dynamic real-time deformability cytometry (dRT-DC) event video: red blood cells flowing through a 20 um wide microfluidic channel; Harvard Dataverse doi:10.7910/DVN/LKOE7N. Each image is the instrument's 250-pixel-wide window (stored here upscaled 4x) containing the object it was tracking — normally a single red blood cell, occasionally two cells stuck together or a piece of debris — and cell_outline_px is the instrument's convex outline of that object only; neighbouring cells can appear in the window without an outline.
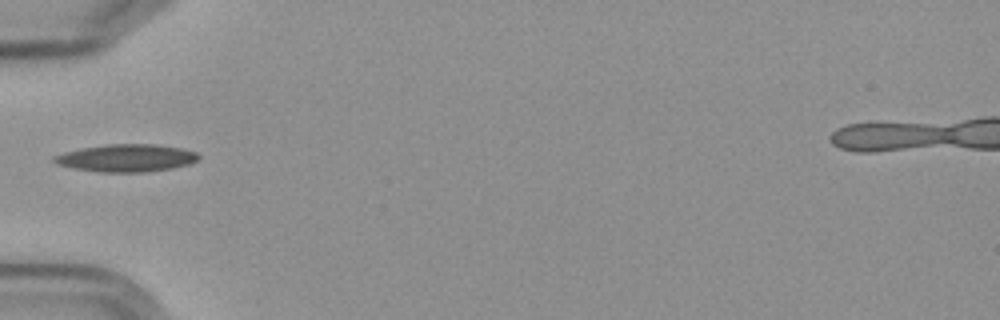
{"species": "Egyptian fruit bat (a non-hibernating species)", "species_latin": "Rousettus aegyptiacus", "temperature_condition": "cold", "stored_images_in_passage": 2, "camera_frame_rate_fps": 3000, "um_per_image_px": 0.085, "frame": {"image": 1, "passage_image": 2, "time_ms": 2.0, "image_size_px": [1000, 320], "cell_outline_px": [[200, 156], [196, 160], [188, 164], [172, 168], [140, 172], [100, 172], [72, 168], [56, 164], [52, 160], [52, 156], [64, 152], [104, 144], [156, 144], [180, 148], [196, 152]], "centroid_in_image_um": [10.69, 13.43], "position_along_channel_um": 74.3, "area_um2": 23.06}}